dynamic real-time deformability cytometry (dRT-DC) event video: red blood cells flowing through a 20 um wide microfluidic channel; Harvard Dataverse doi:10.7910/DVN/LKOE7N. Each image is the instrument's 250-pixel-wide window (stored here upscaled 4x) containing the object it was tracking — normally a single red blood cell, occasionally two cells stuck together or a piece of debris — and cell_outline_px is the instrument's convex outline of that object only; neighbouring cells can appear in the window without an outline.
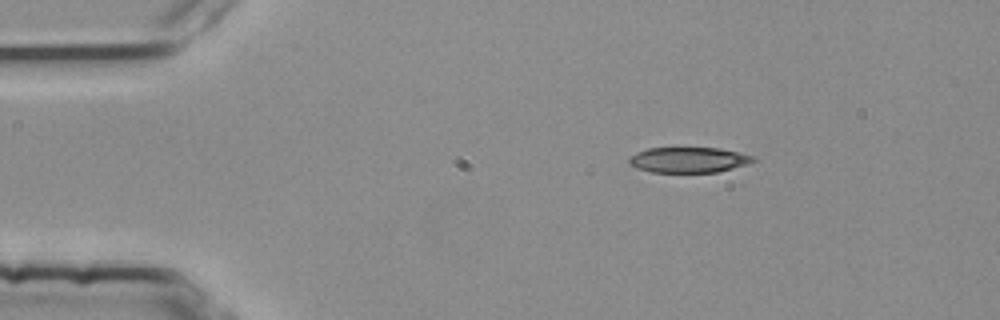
{"species": "common noctule bat (a hibernating species)", "species_latin": "Nyctalus noctula", "temperature_condition": "room temperature", "stored_images_in_passage": 4, "camera_frame_rate_fps": 3000, "um_per_image_px": 0.085, "animal": {"sex": "female", "body_mass_g": 25.1}, "frame": {"image": 1, "passage_image": 1, "time_ms": 0.0, "image_size_px": [1000, 320], "cell_outline_px": [[756, 160], [748, 164], [716, 172], [652, 172], [636, 168], [628, 164], [628, 160], [636, 152], [648, 148], [720, 148], [740, 152], [752, 156]], "centroid_in_image_um": [58.52, 13.59], "position_along_channel_um": 26.5, "area_um2": 18.38}}
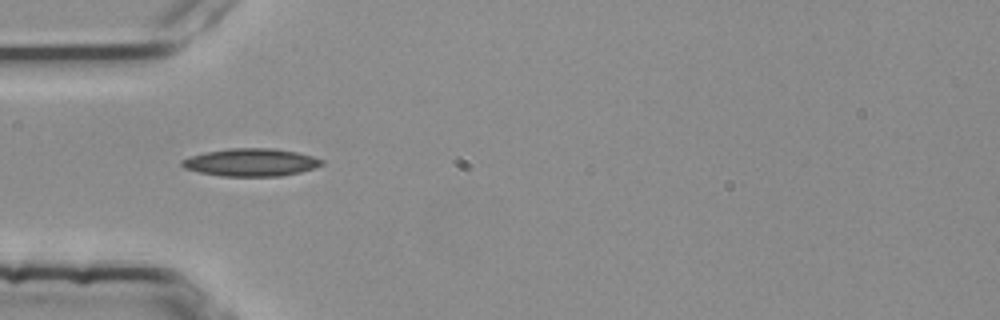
{"frame": {"image": 2, "passage_image": 3, "time_ms": 0.667, "image_size_px": [1000, 320], "cell_outline_px": [[324, 164], [300, 172], [280, 176], [224, 176], [200, 172], [184, 168], [180, 164], [180, 160], [188, 156], [204, 152], [228, 148], [272, 148], [296, 152], [312, 156], [324, 160]], "centroid_in_image_um": [21.29, 13.79], "position_along_channel_um": 63.7, "area_um2": 22.6}}